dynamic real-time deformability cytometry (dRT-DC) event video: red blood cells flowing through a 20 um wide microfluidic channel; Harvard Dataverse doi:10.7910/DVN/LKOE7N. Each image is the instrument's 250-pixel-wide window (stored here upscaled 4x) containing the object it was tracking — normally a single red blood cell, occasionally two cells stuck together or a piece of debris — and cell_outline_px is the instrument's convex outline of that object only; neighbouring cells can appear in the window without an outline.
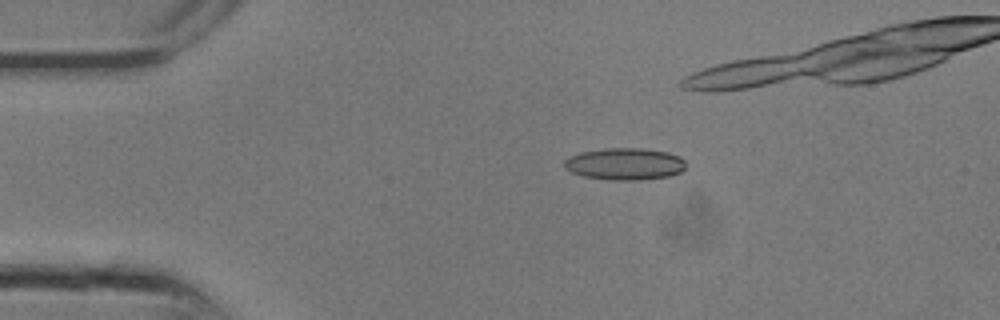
{"species": "common noctule bat (a hibernating species)", "species_latin": "Nyctalus noctula", "temperature_condition": "room temperature", "stored_images_in_passage": 11, "camera_frame_rate_fps": 3000, "um_per_image_px": 0.085, "animal": {"sex": "male", "body_mass_g": 13.3}, "frame": {"image": 1, "passage_image": 6, "time_ms": 1.667, "image_size_px": [1000, 320], "cell_outline_px": [[684, 168], [680, 172], [668, 176], [640, 180], [608, 180], [584, 176], [572, 172], [564, 168], [564, 160], [580, 152], [604, 148], [640, 148], [668, 152], [680, 156], [684, 160]], "centroid_in_image_um": [53.1, 13.93], "position_along_channel_um": 31.9, "area_um2": 22.6}}